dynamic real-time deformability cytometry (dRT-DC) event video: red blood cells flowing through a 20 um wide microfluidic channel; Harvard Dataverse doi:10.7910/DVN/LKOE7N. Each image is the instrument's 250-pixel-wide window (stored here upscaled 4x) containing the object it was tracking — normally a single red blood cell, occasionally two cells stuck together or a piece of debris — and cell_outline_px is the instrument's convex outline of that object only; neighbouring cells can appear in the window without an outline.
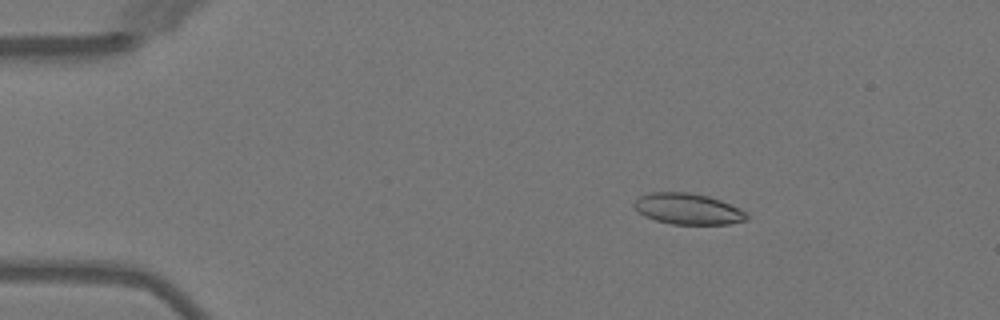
{"species": "Egyptian fruit bat (a non-hibernating species)", "species_latin": "Rousettus aegyptiacus", "temperature_condition": "warm", "stored_images_in_passage": 4, "camera_frame_rate_fps": 3000, "um_per_image_px": 0.085, "animal": {"sex": "female"}, "frame": {"image": 1, "passage_image": 2, "time_ms": 1.333, "image_size_px": [1000, 320], "cell_outline_px": [[748, 220], [728, 224], [672, 224], [656, 220], [644, 216], [632, 204], [640, 196], [652, 192], [688, 192], [708, 196], [720, 200], [740, 208], [748, 216]], "centroid_in_image_um": [58.48, 17.76], "position_along_channel_um": 26.5, "area_um2": 20.23}}